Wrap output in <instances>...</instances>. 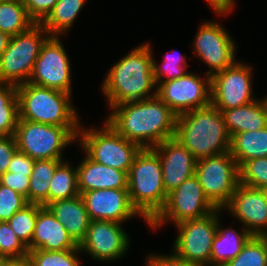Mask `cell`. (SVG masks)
Here are the masks:
<instances>
[{
	"mask_svg": "<svg viewBox=\"0 0 267 266\" xmlns=\"http://www.w3.org/2000/svg\"><path fill=\"white\" fill-rule=\"evenodd\" d=\"M225 209H228L252 236L267 230V199L263 189L239 183Z\"/></svg>",
	"mask_w": 267,
	"mask_h": 266,
	"instance_id": "cell-18",
	"label": "cell"
},
{
	"mask_svg": "<svg viewBox=\"0 0 267 266\" xmlns=\"http://www.w3.org/2000/svg\"><path fill=\"white\" fill-rule=\"evenodd\" d=\"M7 266H31L29 259H12Z\"/></svg>",
	"mask_w": 267,
	"mask_h": 266,
	"instance_id": "cell-45",
	"label": "cell"
},
{
	"mask_svg": "<svg viewBox=\"0 0 267 266\" xmlns=\"http://www.w3.org/2000/svg\"><path fill=\"white\" fill-rule=\"evenodd\" d=\"M86 0H58L53 10L40 23L50 36L66 34Z\"/></svg>",
	"mask_w": 267,
	"mask_h": 266,
	"instance_id": "cell-27",
	"label": "cell"
},
{
	"mask_svg": "<svg viewBox=\"0 0 267 266\" xmlns=\"http://www.w3.org/2000/svg\"><path fill=\"white\" fill-rule=\"evenodd\" d=\"M79 128L19 119L14 136L18 150L33 160L62 159V150L78 139Z\"/></svg>",
	"mask_w": 267,
	"mask_h": 266,
	"instance_id": "cell-6",
	"label": "cell"
},
{
	"mask_svg": "<svg viewBox=\"0 0 267 266\" xmlns=\"http://www.w3.org/2000/svg\"><path fill=\"white\" fill-rule=\"evenodd\" d=\"M80 195L78 189L77 169L67 162H61L50 181L49 203L69 199Z\"/></svg>",
	"mask_w": 267,
	"mask_h": 266,
	"instance_id": "cell-29",
	"label": "cell"
},
{
	"mask_svg": "<svg viewBox=\"0 0 267 266\" xmlns=\"http://www.w3.org/2000/svg\"><path fill=\"white\" fill-rule=\"evenodd\" d=\"M251 237L244 227L239 233L231 227L222 228L219 220L212 242L210 266H225L241 252Z\"/></svg>",
	"mask_w": 267,
	"mask_h": 266,
	"instance_id": "cell-24",
	"label": "cell"
},
{
	"mask_svg": "<svg viewBox=\"0 0 267 266\" xmlns=\"http://www.w3.org/2000/svg\"><path fill=\"white\" fill-rule=\"evenodd\" d=\"M12 259L0 257V266H7Z\"/></svg>",
	"mask_w": 267,
	"mask_h": 266,
	"instance_id": "cell-47",
	"label": "cell"
},
{
	"mask_svg": "<svg viewBox=\"0 0 267 266\" xmlns=\"http://www.w3.org/2000/svg\"><path fill=\"white\" fill-rule=\"evenodd\" d=\"M229 152L238 167L247 160L267 157V126L257 131H246L230 137Z\"/></svg>",
	"mask_w": 267,
	"mask_h": 266,
	"instance_id": "cell-25",
	"label": "cell"
},
{
	"mask_svg": "<svg viewBox=\"0 0 267 266\" xmlns=\"http://www.w3.org/2000/svg\"><path fill=\"white\" fill-rule=\"evenodd\" d=\"M225 266H267V253L257 236H252L241 252Z\"/></svg>",
	"mask_w": 267,
	"mask_h": 266,
	"instance_id": "cell-34",
	"label": "cell"
},
{
	"mask_svg": "<svg viewBox=\"0 0 267 266\" xmlns=\"http://www.w3.org/2000/svg\"><path fill=\"white\" fill-rule=\"evenodd\" d=\"M251 66L236 62L211 76V105L228 110L249 104L256 99L252 90Z\"/></svg>",
	"mask_w": 267,
	"mask_h": 266,
	"instance_id": "cell-14",
	"label": "cell"
},
{
	"mask_svg": "<svg viewBox=\"0 0 267 266\" xmlns=\"http://www.w3.org/2000/svg\"><path fill=\"white\" fill-rule=\"evenodd\" d=\"M60 36H49L42 44L29 83L71 94L69 57Z\"/></svg>",
	"mask_w": 267,
	"mask_h": 266,
	"instance_id": "cell-13",
	"label": "cell"
},
{
	"mask_svg": "<svg viewBox=\"0 0 267 266\" xmlns=\"http://www.w3.org/2000/svg\"><path fill=\"white\" fill-rule=\"evenodd\" d=\"M76 169L80 194L99 189H128L126 171L94 162L87 155Z\"/></svg>",
	"mask_w": 267,
	"mask_h": 266,
	"instance_id": "cell-21",
	"label": "cell"
},
{
	"mask_svg": "<svg viewBox=\"0 0 267 266\" xmlns=\"http://www.w3.org/2000/svg\"><path fill=\"white\" fill-rule=\"evenodd\" d=\"M18 120L17 86L0 83V135H15Z\"/></svg>",
	"mask_w": 267,
	"mask_h": 266,
	"instance_id": "cell-30",
	"label": "cell"
},
{
	"mask_svg": "<svg viewBox=\"0 0 267 266\" xmlns=\"http://www.w3.org/2000/svg\"><path fill=\"white\" fill-rule=\"evenodd\" d=\"M90 220H105L123 223L137 215L130 201L128 189H99L80 194Z\"/></svg>",
	"mask_w": 267,
	"mask_h": 266,
	"instance_id": "cell-17",
	"label": "cell"
},
{
	"mask_svg": "<svg viewBox=\"0 0 267 266\" xmlns=\"http://www.w3.org/2000/svg\"><path fill=\"white\" fill-rule=\"evenodd\" d=\"M230 137L234 134L257 131L267 126V100H255L249 104L221 111Z\"/></svg>",
	"mask_w": 267,
	"mask_h": 266,
	"instance_id": "cell-23",
	"label": "cell"
},
{
	"mask_svg": "<svg viewBox=\"0 0 267 266\" xmlns=\"http://www.w3.org/2000/svg\"><path fill=\"white\" fill-rule=\"evenodd\" d=\"M195 175L206 197L218 209L230 202L239 184L238 165L230 152L198 159Z\"/></svg>",
	"mask_w": 267,
	"mask_h": 266,
	"instance_id": "cell-9",
	"label": "cell"
},
{
	"mask_svg": "<svg viewBox=\"0 0 267 266\" xmlns=\"http://www.w3.org/2000/svg\"><path fill=\"white\" fill-rule=\"evenodd\" d=\"M28 247L17 237L7 221L0 222V257L23 259L28 256Z\"/></svg>",
	"mask_w": 267,
	"mask_h": 266,
	"instance_id": "cell-36",
	"label": "cell"
},
{
	"mask_svg": "<svg viewBox=\"0 0 267 266\" xmlns=\"http://www.w3.org/2000/svg\"><path fill=\"white\" fill-rule=\"evenodd\" d=\"M58 0H24V5L29 16L36 22L41 23L53 10Z\"/></svg>",
	"mask_w": 267,
	"mask_h": 266,
	"instance_id": "cell-38",
	"label": "cell"
},
{
	"mask_svg": "<svg viewBox=\"0 0 267 266\" xmlns=\"http://www.w3.org/2000/svg\"><path fill=\"white\" fill-rule=\"evenodd\" d=\"M49 36L40 23L11 36L0 59V83L18 86L28 82L41 46Z\"/></svg>",
	"mask_w": 267,
	"mask_h": 266,
	"instance_id": "cell-8",
	"label": "cell"
},
{
	"mask_svg": "<svg viewBox=\"0 0 267 266\" xmlns=\"http://www.w3.org/2000/svg\"><path fill=\"white\" fill-rule=\"evenodd\" d=\"M28 204L26 197L0 184V222L8 221Z\"/></svg>",
	"mask_w": 267,
	"mask_h": 266,
	"instance_id": "cell-37",
	"label": "cell"
},
{
	"mask_svg": "<svg viewBox=\"0 0 267 266\" xmlns=\"http://www.w3.org/2000/svg\"><path fill=\"white\" fill-rule=\"evenodd\" d=\"M17 149L14 135H0V176L7 172L12 156Z\"/></svg>",
	"mask_w": 267,
	"mask_h": 266,
	"instance_id": "cell-39",
	"label": "cell"
},
{
	"mask_svg": "<svg viewBox=\"0 0 267 266\" xmlns=\"http://www.w3.org/2000/svg\"><path fill=\"white\" fill-rule=\"evenodd\" d=\"M77 138L91 160L127 173L135 156L141 150L137 144L122 137L106 121L102 129L88 130L80 126Z\"/></svg>",
	"mask_w": 267,
	"mask_h": 266,
	"instance_id": "cell-7",
	"label": "cell"
},
{
	"mask_svg": "<svg viewBox=\"0 0 267 266\" xmlns=\"http://www.w3.org/2000/svg\"><path fill=\"white\" fill-rule=\"evenodd\" d=\"M238 170L240 184L261 189L267 187V157L244 161Z\"/></svg>",
	"mask_w": 267,
	"mask_h": 266,
	"instance_id": "cell-33",
	"label": "cell"
},
{
	"mask_svg": "<svg viewBox=\"0 0 267 266\" xmlns=\"http://www.w3.org/2000/svg\"><path fill=\"white\" fill-rule=\"evenodd\" d=\"M10 38L9 34L0 31V59L9 44Z\"/></svg>",
	"mask_w": 267,
	"mask_h": 266,
	"instance_id": "cell-44",
	"label": "cell"
},
{
	"mask_svg": "<svg viewBox=\"0 0 267 266\" xmlns=\"http://www.w3.org/2000/svg\"><path fill=\"white\" fill-rule=\"evenodd\" d=\"M175 139L198 160L229 152L230 135L213 105L177 115Z\"/></svg>",
	"mask_w": 267,
	"mask_h": 266,
	"instance_id": "cell-3",
	"label": "cell"
},
{
	"mask_svg": "<svg viewBox=\"0 0 267 266\" xmlns=\"http://www.w3.org/2000/svg\"><path fill=\"white\" fill-rule=\"evenodd\" d=\"M47 207L79 246L86 237L91 221L82 196L56 200L49 203Z\"/></svg>",
	"mask_w": 267,
	"mask_h": 266,
	"instance_id": "cell-22",
	"label": "cell"
},
{
	"mask_svg": "<svg viewBox=\"0 0 267 266\" xmlns=\"http://www.w3.org/2000/svg\"><path fill=\"white\" fill-rule=\"evenodd\" d=\"M35 160L20 150H16L7 171L16 174H26L30 177Z\"/></svg>",
	"mask_w": 267,
	"mask_h": 266,
	"instance_id": "cell-41",
	"label": "cell"
},
{
	"mask_svg": "<svg viewBox=\"0 0 267 266\" xmlns=\"http://www.w3.org/2000/svg\"><path fill=\"white\" fill-rule=\"evenodd\" d=\"M0 1H6V2H16V3H21V2H24V0H0Z\"/></svg>",
	"mask_w": 267,
	"mask_h": 266,
	"instance_id": "cell-48",
	"label": "cell"
},
{
	"mask_svg": "<svg viewBox=\"0 0 267 266\" xmlns=\"http://www.w3.org/2000/svg\"><path fill=\"white\" fill-rule=\"evenodd\" d=\"M157 96L176 115L211 105V76L202 78L187 72L184 76L159 82Z\"/></svg>",
	"mask_w": 267,
	"mask_h": 266,
	"instance_id": "cell-12",
	"label": "cell"
},
{
	"mask_svg": "<svg viewBox=\"0 0 267 266\" xmlns=\"http://www.w3.org/2000/svg\"><path fill=\"white\" fill-rule=\"evenodd\" d=\"M0 184L8 186L23 195L28 201L29 177L26 174H16L7 171L0 176Z\"/></svg>",
	"mask_w": 267,
	"mask_h": 266,
	"instance_id": "cell-40",
	"label": "cell"
},
{
	"mask_svg": "<svg viewBox=\"0 0 267 266\" xmlns=\"http://www.w3.org/2000/svg\"><path fill=\"white\" fill-rule=\"evenodd\" d=\"M78 248L79 246L49 208L37 204V220L31 240V250L61 251Z\"/></svg>",
	"mask_w": 267,
	"mask_h": 266,
	"instance_id": "cell-20",
	"label": "cell"
},
{
	"mask_svg": "<svg viewBox=\"0 0 267 266\" xmlns=\"http://www.w3.org/2000/svg\"><path fill=\"white\" fill-rule=\"evenodd\" d=\"M153 149L161 161L163 186L167 194L195 174L197 159L177 139H167Z\"/></svg>",
	"mask_w": 267,
	"mask_h": 266,
	"instance_id": "cell-19",
	"label": "cell"
},
{
	"mask_svg": "<svg viewBox=\"0 0 267 266\" xmlns=\"http://www.w3.org/2000/svg\"><path fill=\"white\" fill-rule=\"evenodd\" d=\"M35 24L23 2L0 1V31L13 36L28 31Z\"/></svg>",
	"mask_w": 267,
	"mask_h": 266,
	"instance_id": "cell-28",
	"label": "cell"
},
{
	"mask_svg": "<svg viewBox=\"0 0 267 266\" xmlns=\"http://www.w3.org/2000/svg\"><path fill=\"white\" fill-rule=\"evenodd\" d=\"M37 220V204L29 203L20 211H17L7 223L13 232L31 251V240Z\"/></svg>",
	"mask_w": 267,
	"mask_h": 266,
	"instance_id": "cell-31",
	"label": "cell"
},
{
	"mask_svg": "<svg viewBox=\"0 0 267 266\" xmlns=\"http://www.w3.org/2000/svg\"><path fill=\"white\" fill-rule=\"evenodd\" d=\"M193 47L195 54L210 67L206 72L209 76L223 71L236 62L235 41L218 22L201 23Z\"/></svg>",
	"mask_w": 267,
	"mask_h": 266,
	"instance_id": "cell-15",
	"label": "cell"
},
{
	"mask_svg": "<svg viewBox=\"0 0 267 266\" xmlns=\"http://www.w3.org/2000/svg\"><path fill=\"white\" fill-rule=\"evenodd\" d=\"M19 119L54 126H80L71 94L29 82L17 86Z\"/></svg>",
	"mask_w": 267,
	"mask_h": 266,
	"instance_id": "cell-5",
	"label": "cell"
},
{
	"mask_svg": "<svg viewBox=\"0 0 267 266\" xmlns=\"http://www.w3.org/2000/svg\"><path fill=\"white\" fill-rule=\"evenodd\" d=\"M152 53L148 43L139 45L110 68L101 86L109 108L157 95Z\"/></svg>",
	"mask_w": 267,
	"mask_h": 266,
	"instance_id": "cell-2",
	"label": "cell"
},
{
	"mask_svg": "<svg viewBox=\"0 0 267 266\" xmlns=\"http://www.w3.org/2000/svg\"><path fill=\"white\" fill-rule=\"evenodd\" d=\"M147 257L146 266H193L174 253H172V255L151 254Z\"/></svg>",
	"mask_w": 267,
	"mask_h": 266,
	"instance_id": "cell-42",
	"label": "cell"
},
{
	"mask_svg": "<svg viewBox=\"0 0 267 266\" xmlns=\"http://www.w3.org/2000/svg\"><path fill=\"white\" fill-rule=\"evenodd\" d=\"M77 253H81L79 248L61 251L37 249L29 251L27 258L31 266H80Z\"/></svg>",
	"mask_w": 267,
	"mask_h": 266,
	"instance_id": "cell-32",
	"label": "cell"
},
{
	"mask_svg": "<svg viewBox=\"0 0 267 266\" xmlns=\"http://www.w3.org/2000/svg\"><path fill=\"white\" fill-rule=\"evenodd\" d=\"M131 204L149 224L163 209L168 194L163 186L161 161L153 148H143L127 173Z\"/></svg>",
	"mask_w": 267,
	"mask_h": 266,
	"instance_id": "cell-4",
	"label": "cell"
},
{
	"mask_svg": "<svg viewBox=\"0 0 267 266\" xmlns=\"http://www.w3.org/2000/svg\"><path fill=\"white\" fill-rule=\"evenodd\" d=\"M108 122L122 137L141 149L174 138L177 115L157 96L114 105Z\"/></svg>",
	"mask_w": 267,
	"mask_h": 266,
	"instance_id": "cell-1",
	"label": "cell"
},
{
	"mask_svg": "<svg viewBox=\"0 0 267 266\" xmlns=\"http://www.w3.org/2000/svg\"><path fill=\"white\" fill-rule=\"evenodd\" d=\"M63 159L35 160L29 177L28 203L47 206L49 204L50 181Z\"/></svg>",
	"mask_w": 267,
	"mask_h": 266,
	"instance_id": "cell-26",
	"label": "cell"
},
{
	"mask_svg": "<svg viewBox=\"0 0 267 266\" xmlns=\"http://www.w3.org/2000/svg\"><path fill=\"white\" fill-rule=\"evenodd\" d=\"M257 237L260 239V241L263 243L266 253H267V230L259 233Z\"/></svg>",
	"mask_w": 267,
	"mask_h": 266,
	"instance_id": "cell-46",
	"label": "cell"
},
{
	"mask_svg": "<svg viewBox=\"0 0 267 266\" xmlns=\"http://www.w3.org/2000/svg\"><path fill=\"white\" fill-rule=\"evenodd\" d=\"M216 209L194 174L168 194L163 209L148 225L152 230L170 220L176 225L186 220L202 218Z\"/></svg>",
	"mask_w": 267,
	"mask_h": 266,
	"instance_id": "cell-11",
	"label": "cell"
},
{
	"mask_svg": "<svg viewBox=\"0 0 267 266\" xmlns=\"http://www.w3.org/2000/svg\"><path fill=\"white\" fill-rule=\"evenodd\" d=\"M182 54L174 56L171 53L164 56L162 64L158 65L153 58V75L157 83L166 82L184 76L188 71L187 60ZM165 76V77H164Z\"/></svg>",
	"mask_w": 267,
	"mask_h": 266,
	"instance_id": "cell-35",
	"label": "cell"
},
{
	"mask_svg": "<svg viewBox=\"0 0 267 266\" xmlns=\"http://www.w3.org/2000/svg\"><path fill=\"white\" fill-rule=\"evenodd\" d=\"M263 191H264V194H265L266 199H267V187H265V188L263 189Z\"/></svg>",
	"mask_w": 267,
	"mask_h": 266,
	"instance_id": "cell-49",
	"label": "cell"
},
{
	"mask_svg": "<svg viewBox=\"0 0 267 266\" xmlns=\"http://www.w3.org/2000/svg\"><path fill=\"white\" fill-rule=\"evenodd\" d=\"M176 224L178 236L173 243L174 254L193 266H210L211 248L219 221V211Z\"/></svg>",
	"mask_w": 267,
	"mask_h": 266,
	"instance_id": "cell-10",
	"label": "cell"
},
{
	"mask_svg": "<svg viewBox=\"0 0 267 266\" xmlns=\"http://www.w3.org/2000/svg\"><path fill=\"white\" fill-rule=\"evenodd\" d=\"M218 15H226L233 10L235 0H207Z\"/></svg>",
	"mask_w": 267,
	"mask_h": 266,
	"instance_id": "cell-43",
	"label": "cell"
},
{
	"mask_svg": "<svg viewBox=\"0 0 267 266\" xmlns=\"http://www.w3.org/2000/svg\"><path fill=\"white\" fill-rule=\"evenodd\" d=\"M121 225L114 221L91 220L86 237L79 245L80 251L104 262L123 257L130 240Z\"/></svg>",
	"mask_w": 267,
	"mask_h": 266,
	"instance_id": "cell-16",
	"label": "cell"
}]
</instances>
